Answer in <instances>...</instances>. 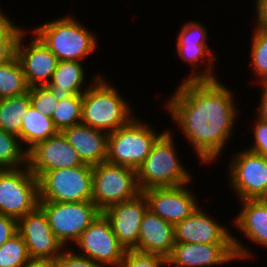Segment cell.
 Here are the masks:
<instances>
[{
  "label": "cell",
  "instance_id": "obj_5",
  "mask_svg": "<svg viewBox=\"0 0 267 267\" xmlns=\"http://www.w3.org/2000/svg\"><path fill=\"white\" fill-rule=\"evenodd\" d=\"M137 117L108 134L106 162L137 170L149 155L153 144L166 131L157 132Z\"/></svg>",
  "mask_w": 267,
  "mask_h": 267
},
{
  "label": "cell",
  "instance_id": "obj_38",
  "mask_svg": "<svg viewBox=\"0 0 267 267\" xmlns=\"http://www.w3.org/2000/svg\"><path fill=\"white\" fill-rule=\"evenodd\" d=\"M255 27L267 30V0H255Z\"/></svg>",
  "mask_w": 267,
  "mask_h": 267
},
{
  "label": "cell",
  "instance_id": "obj_3",
  "mask_svg": "<svg viewBox=\"0 0 267 267\" xmlns=\"http://www.w3.org/2000/svg\"><path fill=\"white\" fill-rule=\"evenodd\" d=\"M172 132L167 129L156 140L149 155L137 169V183L141 192L150 188L191 184L193 176L178 158Z\"/></svg>",
  "mask_w": 267,
  "mask_h": 267
},
{
  "label": "cell",
  "instance_id": "obj_40",
  "mask_svg": "<svg viewBox=\"0 0 267 267\" xmlns=\"http://www.w3.org/2000/svg\"><path fill=\"white\" fill-rule=\"evenodd\" d=\"M23 267H55L54 261L50 260H30Z\"/></svg>",
  "mask_w": 267,
  "mask_h": 267
},
{
  "label": "cell",
  "instance_id": "obj_19",
  "mask_svg": "<svg viewBox=\"0 0 267 267\" xmlns=\"http://www.w3.org/2000/svg\"><path fill=\"white\" fill-rule=\"evenodd\" d=\"M236 260L233 244L175 242L167 257V267H214Z\"/></svg>",
  "mask_w": 267,
  "mask_h": 267
},
{
  "label": "cell",
  "instance_id": "obj_41",
  "mask_svg": "<svg viewBox=\"0 0 267 267\" xmlns=\"http://www.w3.org/2000/svg\"><path fill=\"white\" fill-rule=\"evenodd\" d=\"M262 200H263L264 202L267 203V192H266V194L263 196Z\"/></svg>",
  "mask_w": 267,
  "mask_h": 267
},
{
  "label": "cell",
  "instance_id": "obj_39",
  "mask_svg": "<svg viewBox=\"0 0 267 267\" xmlns=\"http://www.w3.org/2000/svg\"><path fill=\"white\" fill-rule=\"evenodd\" d=\"M262 91H261V99H260V104L257 106V114L256 117L266 121L267 122V83L261 84Z\"/></svg>",
  "mask_w": 267,
  "mask_h": 267
},
{
  "label": "cell",
  "instance_id": "obj_30",
  "mask_svg": "<svg viewBox=\"0 0 267 267\" xmlns=\"http://www.w3.org/2000/svg\"><path fill=\"white\" fill-rule=\"evenodd\" d=\"M30 260L27 245L18 232L0 246V267H23Z\"/></svg>",
  "mask_w": 267,
  "mask_h": 267
},
{
  "label": "cell",
  "instance_id": "obj_27",
  "mask_svg": "<svg viewBox=\"0 0 267 267\" xmlns=\"http://www.w3.org/2000/svg\"><path fill=\"white\" fill-rule=\"evenodd\" d=\"M27 166V151L20 138L0 128V169H17Z\"/></svg>",
  "mask_w": 267,
  "mask_h": 267
},
{
  "label": "cell",
  "instance_id": "obj_34",
  "mask_svg": "<svg viewBox=\"0 0 267 267\" xmlns=\"http://www.w3.org/2000/svg\"><path fill=\"white\" fill-rule=\"evenodd\" d=\"M253 133V143L246 149L267 158V122L257 118Z\"/></svg>",
  "mask_w": 267,
  "mask_h": 267
},
{
  "label": "cell",
  "instance_id": "obj_8",
  "mask_svg": "<svg viewBox=\"0 0 267 267\" xmlns=\"http://www.w3.org/2000/svg\"><path fill=\"white\" fill-rule=\"evenodd\" d=\"M140 193L137 170L108 162L93 166L92 201L101 212Z\"/></svg>",
  "mask_w": 267,
  "mask_h": 267
},
{
  "label": "cell",
  "instance_id": "obj_18",
  "mask_svg": "<svg viewBox=\"0 0 267 267\" xmlns=\"http://www.w3.org/2000/svg\"><path fill=\"white\" fill-rule=\"evenodd\" d=\"M147 209V199L140 193L137 197L114 204L102 212L109 220L118 242L126 250H133L137 246L140 224Z\"/></svg>",
  "mask_w": 267,
  "mask_h": 267
},
{
  "label": "cell",
  "instance_id": "obj_32",
  "mask_svg": "<svg viewBox=\"0 0 267 267\" xmlns=\"http://www.w3.org/2000/svg\"><path fill=\"white\" fill-rule=\"evenodd\" d=\"M120 267H167V258L158 254L126 250Z\"/></svg>",
  "mask_w": 267,
  "mask_h": 267
},
{
  "label": "cell",
  "instance_id": "obj_31",
  "mask_svg": "<svg viewBox=\"0 0 267 267\" xmlns=\"http://www.w3.org/2000/svg\"><path fill=\"white\" fill-rule=\"evenodd\" d=\"M28 93L31 105L44 115L51 117L59 103L52 92L46 86H34L29 88Z\"/></svg>",
  "mask_w": 267,
  "mask_h": 267
},
{
  "label": "cell",
  "instance_id": "obj_20",
  "mask_svg": "<svg viewBox=\"0 0 267 267\" xmlns=\"http://www.w3.org/2000/svg\"><path fill=\"white\" fill-rule=\"evenodd\" d=\"M83 164L95 166L106 162L108 133L80 123L61 131Z\"/></svg>",
  "mask_w": 267,
  "mask_h": 267
},
{
  "label": "cell",
  "instance_id": "obj_7",
  "mask_svg": "<svg viewBox=\"0 0 267 267\" xmlns=\"http://www.w3.org/2000/svg\"><path fill=\"white\" fill-rule=\"evenodd\" d=\"M199 206L189 217L174 225L175 242L197 244H233L237 261L253 258L251 249L243 245L233 232L214 220ZM241 240V241H240Z\"/></svg>",
  "mask_w": 267,
  "mask_h": 267
},
{
  "label": "cell",
  "instance_id": "obj_6",
  "mask_svg": "<svg viewBox=\"0 0 267 267\" xmlns=\"http://www.w3.org/2000/svg\"><path fill=\"white\" fill-rule=\"evenodd\" d=\"M39 201L77 203L92 200L93 166L83 164L45 172L39 179Z\"/></svg>",
  "mask_w": 267,
  "mask_h": 267
},
{
  "label": "cell",
  "instance_id": "obj_2",
  "mask_svg": "<svg viewBox=\"0 0 267 267\" xmlns=\"http://www.w3.org/2000/svg\"><path fill=\"white\" fill-rule=\"evenodd\" d=\"M72 16H62L36 26L32 32L59 61L83 62L98 47L97 36Z\"/></svg>",
  "mask_w": 267,
  "mask_h": 267
},
{
  "label": "cell",
  "instance_id": "obj_36",
  "mask_svg": "<svg viewBox=\"0 0 267 267\" xmlns=\"http://www.w3.org/2000/svg\"><path fill=\"white\" fill-rule=\"evenodd\" d=\"M17 233V220L0 214V246Z\"/></svg>",
  "mask_w": 267,
  "mask_h": 267
},
{
  "label": "cell",
  "instance_id": "obj_33",
  "mask_svg": "<svg viewBox=\"0 0 267 267\" xmlns=\"http://www.w3.org/2000/svg\"><path fill=\"white\" fill-rule=\"evenodd\" d=\"M69 249V250H68ZM74 250L66 248L55 260V267H105L90 258L78 255Z\"/></svg>",
  "mask_w": 267,
  "mask_h": 267
},
{
  "label": "cell",
  "instance_id": "obj_35",
  "mask_svg": "<svg viewBox=\"0 0 267 267\" xmlns=\"http://www.w3.org/2000/svg\"><path fill=\"white\" fill-rule=\"evenodd\" d=\"M0 9V40L19 39L25 29L14 25L12 19Z\"/></svg>",
  "mask_w": 267,
  "mask_h": 267
},
{
  "label": "cell",
  "instance_id": "obj_13",
  "mask_svg": "<svg viewBox=\"0 0 267 267\" xmlns=\"http://www.w3.org/2000/svg\"><path fill=\"white\" fill-rule=\"evenodd\" d=\"M77 254L105 267H120L126 249L118 242L107 217L101 212L74 243Z\"/></svg>",
  "mask_w": 267,
  "mask_h": 267
},
{
  "label": "cell",
  "instance_id": "obj_16",
  "mask_svg": "<svg viewBox=\"0 0 267 267\" xmlns=\"http://www.w3.org/2000/svg\"><path fill=\"white\" fill-rule=\"evenodd\" d=\"M82 165L77 152L61 132L36 144L27 152V166L37 179L47 171Z\"/></svg>",
  "mask_w": 267,
  "mask_h": 267
},
{
  "label": "cell",
  "instance_id": "obj_37",
  "mask_svg": "<svg viewBox=\"0 0 267 267\" xmlns=\"http://www.w3.org/2000/svg\"><path fill=\"white\" fill-rule=\"evenodd\" d=\"M18 39L0 40V64L10 61L16 55Z\"/></svg>",
  "mask_w": 267,
  "mask_h": 267
},
{
  "label": "cell",
  "instance_id": "obj_29",
  "mask_svg": "<svg viewBox=\"0 0 267 267\" xmlns=\"http://www.w3.org/2000/svg\"><path fill=\"white\" fill-rule=\"evenodd\" d=\"M251 41L250 65L259 84L267 83V30L254 27ZM260 78V79H259Z\"/></svg>",
  "mask_w": 267,
  "mask_h": 267
},
{
  "label": "cell",
  "instance_id": "obj_11",
  "mask_svg": "<svg viewBox=\"0 0 267 267\" xmlns=\"http://www.w3.org/2000/svg\"><path fill=\"white\" fill-rule=\"evenodd\" d=\"M208 37V30L204 27L202 22L200 23L198 20L187 21V23L182 25V28L176 37V51L179 59L185 63H189L190 67L192 68L190 72L191 74H189V76L185 79H182V82L213 81L218 79L216 73L214 74V69H212L214 68V61H216L217 58L214 56V50L213 53H211L212 50L207 46V40L209 39ZM204 58L206 61L203 60ZM199 63L206 68L201 70L199 67L202 66H200ZM204 64L206 66H204ZM196 67L200 71L196 70Z\"/></svg>",
  "mask_w": 267,
  "mask_h": 267
},
{
  "label": "cell",
  "instance_id": "obj_1",
  "mask_svg": "<svg viewBox=\"0 0 267 267\" xmlns=\"http://www.w3.org/2000/svg\"><path fill=\"white\" fill-rule=\"evenodd\" d=\"M234 94L220 79L183 81L166 99L165 110L200 163L210 165L217 161L232 137L238 119Z\"/></svg>",
  "mask_w": 267,
  "mask_h": 267
},
{
  "label": "cell",
  "instance_id": "obj_28",
  "mask_svg": "<svg viewBox=\"0 0 267 267\" xmlns=\"http://www.w3.org/2000/svg\"><path fill=\"white\" fill-rule=\"evenodd\" d=\"M83 94L72 95L59 101L51 116L59 132L82 121Z\"/></svg>",
  "mask_w": 267,
  "mask_h": 267
},
{
  "label": "cell",
  "instance_id": "obj_22",
  "mask_svg": "<svg viewBox=\"0 0 267 267\" xmlns=\"http://www.w3.org/2000/svg\"><path fill=\"white\" fill-rule=\"evenodd\" d=\"M240 212L232 220L246 239L267 249V203L262 199L239 201Z\"/></svg>",
  "mask_w": 267,
  "mask_h": 267
},
{
  "label": "cell",
  "instance_id": "obj_12",
  "mask_svg": "<svg viewBox=\"0 0 267 267\" xmlns=\"http://www.w3.org/2000/svg\"><path fill=\"white\" fill-rule=\"evenodd\" d=\"M231 157L228 179L236 197L239 201L262 199L267 192V158L245 148Z\"/></svg>",
  "mask_w": 267,
  "mask_h": 267
},
{
  "label": "cell",
  "instance_id": "obj_26",
  "mask_svg": "<svg viewBox=\"0 0 267 267\" xmlns=\"http://www.w3.org/2000/svg\"><path fill=\"white\" fill-rule=\"evenodd\" d=\"M29 88L16 55L0 64V99L28 93Z\"/></svg>",
  "mask_w": 267,
  "mask_h": 267
},
{
  "label": "cell",
  "instance_id": "obj_25",
  "mask_svg": "<svg viewBox=\"0 0 267 267\" xmlns=\"http://www.w3.org/2000/svg\"><path fill=\"white\" fill-rule=\"evenodd\" d=\"M31 105L29 93L0 99V128L17 135L21 141L23 118Z\"/></svg>",
  "mask_w": 267,
  "mask_h": 267
},
{
  "label": "cell",
  "instance_id": "obj_4",
  "mask_svg": "<svg viewBox=\"0 0 267 267\" xmlns=\"http://www.w3.org/2000/svg\"><path fill=\"white\" fill-rule=\"evenodd\" d=\"M118 92L99 76L83 93L81 123L108 134L126 125L135 116L129 101Z\"/></svg>",
  "mask_w": 267,
  "mask_h": 267
},
{
  "label": "cell",
  "instance_id": "obj_14",
  "mask_svg": "<svg viewBox=\"0 0 267 267\" xmlns=\"http://www.w3.org/2000/svg\"><path fill=\"white\" fill-rule=\"evenodd\" d=\"M17 232L24 239L31 260L54 261L66 249L56 238L39 206L17 221Z\"/></svg>",
  "mask_w": 267,
  "mask_h": 267
},
{
  "label": "cell",
  "instance_id": "obj_15",
  "mask_svg": "<svg viewBox=\"0 0 267 267\" xmlns=\"http://www.w3.org/2000/svg\"><path fill=\"white\" fill-rule=\"evenodd\" d=\"M188 187L185 184L178 187L150 188L142 193L147 199L149 210L175 225L200 206L197 195Z\"/></svg>",
  "mask_w": 267,
  "mask_h": 267
},
{
  "label": "cell",
  "instance_id": "obj_23",
  "mask_svg": "<svg viewBox=\"0 0 267 267\" xmlns=\"http://www.w3.org/2000/svg\"><path fill=\"white\" fill-rule=\"evenodd\" d=\"M84 68L82 62L59 61L46 87L59 101L70 98L72 95L83 94L99 76H102L92 75V81L89 80V85H85L87 79Z\"/></svg>",
  "mask_w": 267,
  "mask_h": 267
},
{
  "label": "cell",
  "instance_id": "obj_17",
  "mask_svg": "<svg viewBox=\"0 0 267 267\" xmlns=\"http://www.w3.org/2000/svg\"><path fill=\"white\" fill-rule=\"evenodd\" d=\"M27 34L24 30L17 41L16 57L29 87L46 86L59 60L36 35L28 44H25Z\"/></svg>",
  "mask_w": 267,
  "mask_h": 267
},
{
  "label": "cell",
  "instance_id": "obj_10",
  "mask_svg": "<svg viewBox=\"0 0 267 267\" xmlns=\"http://www.w3.org/2000/svg\"><path fill=\"white\" fill-rule=\"evenodd\" d=\"M39 207L45 212L51 230L65 248H68V244L73 245L101 213L92 200L77 203L39 201Z\"/></svg>",
  "mask_w": 267,
  "mask_h": 267
},
{
  "label": "cell",
  "instance_id": "obj_24",
  "mask_svg": "<svg viewBox=\"0 0 267 267\" xmlns=\"http://www.w3.org/2000/svg\"><path fill=\"white\" fill-rule=\"evenodd\" d=\"M58 133L52 118L30 105L21 127V144L24 149L28 152L36 144Z\"/></svg>",
  "mask_w": 267,
  "mask_h": 267
},
{
  "label": "cell",
  "instance_id": "obj_21",
  "mask_svg": "<svg viewBox=\"0 0 267 267\" xmlns=\"http://www.w3.org/2000/svg\"><path fill=\"white\" fill-rule=\"evenodd\" d=\"M174 245V225L147 209L140 224L138 244L133 250L167 258Z\"/></svg>",
  "mask_w": 267,
  "mask_h": 267
},
{
  "label": "cell",
  "instance_id": "obj_9",
  "mask_svg": "<svg viewBox=\"0 0 267 267\" xmlns=\"http://www.w3.org/2000/svg\"><path fill=\"white\" fill-rule=\"evenodd\" d=\"M39 206V183L28 166L0 169V214L19 220Z\"/></svg>",
  "mask_w": 267,
  "mask_h": 267
}]
</instances>
